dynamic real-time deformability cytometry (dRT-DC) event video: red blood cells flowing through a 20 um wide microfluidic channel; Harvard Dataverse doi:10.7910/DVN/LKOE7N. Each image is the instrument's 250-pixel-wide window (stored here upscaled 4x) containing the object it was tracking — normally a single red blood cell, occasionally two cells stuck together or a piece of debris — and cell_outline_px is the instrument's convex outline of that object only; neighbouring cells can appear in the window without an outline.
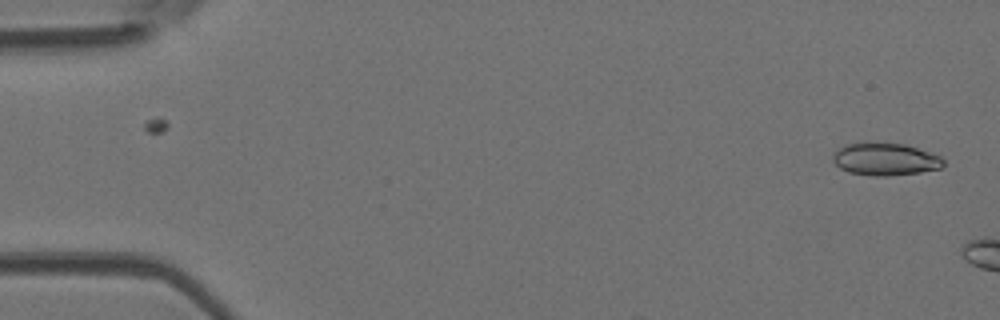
{"species": "Egyptian fruit bat (a non-hibernating species)", "species_latin": "Rousettus aegyptiacus", "temperature_condition": "room temperature", "stored_images_in_passage": 4, "camera_frame_rate_fps": 3000, "um_per_image_px": 0.085, "animal": {"sex": "female"}, "frame": {"image": 1, "passage_image": 1, "time_ms": 0.0, "image_size_px": [1000, 320], "cell_outline_px": [[944, 164], [940, 168], [920, 172], [888, 176], [872, 176], [848, 172], [840, 168], [832, 160], [832, 156], [844, 144], [904, 144], [940, 156], [944, 160]], "centroid_in_image_um": [75.24, 13.56], "position_along_channel_um": 9.8, "area_um2": 20.4}}